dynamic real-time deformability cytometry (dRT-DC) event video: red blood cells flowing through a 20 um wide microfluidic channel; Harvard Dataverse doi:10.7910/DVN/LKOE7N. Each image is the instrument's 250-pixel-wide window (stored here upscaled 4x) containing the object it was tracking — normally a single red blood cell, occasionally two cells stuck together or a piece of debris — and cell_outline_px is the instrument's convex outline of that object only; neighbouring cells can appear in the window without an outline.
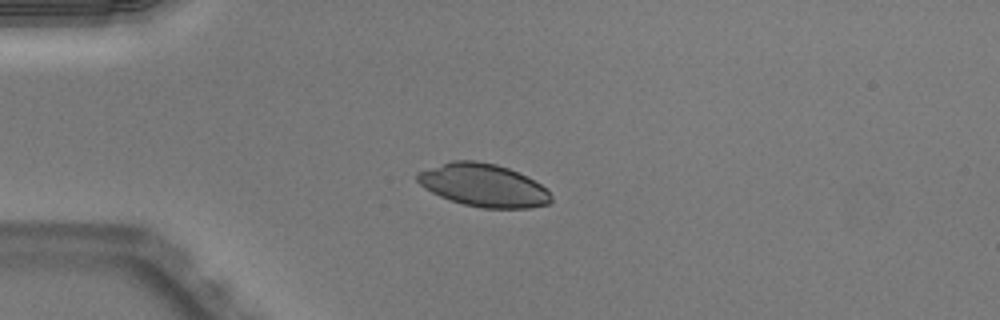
{"species": "Egyptian fruit bat (a non-hibernating species)", "species_latin": "Rousettus aegyptiacus", "temperature_condition": "warm", "stored_images_in_passage": 39, "camera_frame_rate_fps": 3000, "um_per_image_px": 0.085, "animal": {"sex": "male"}, "frame": {"image": 1, "passage_image": 1, "time_ms": 0.0, "image_size_px": [1000, 320], "cell_outline_px": [[552, 200], [548, 204], [528, 208], [484, 208], [464, 204], [440, 196], [424, 188], [416, 180], [416, 172], [452, 160], [476, 160], [496, 164], [508, 168], [528, 176], [540, 184], [552, 196]], "centroid_in_image_um": [41.08, 15.73], "position_along_channel_um": 43.9, "area_um2": 33.35}}
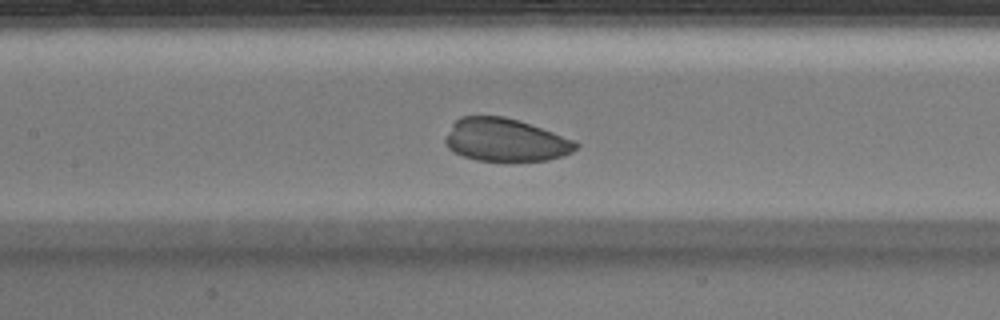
{"frame": {"image": 2, "passage_image": 12, "time_ms": 3.667, "image_size_px": [1000, 320], "cell_outline_px": [[580, 144], [572, 152], [564, 156], [548, 160], [508, 164], [476, 160], [452, 152], [444, 144], [444, 140], [452, 124], [460, 116], [504, 116], [576, 140]], "centroid_in_image_um": [42.96, 11.96], "position_along_channel_um": 164.4, "area_um2": 33.47}}
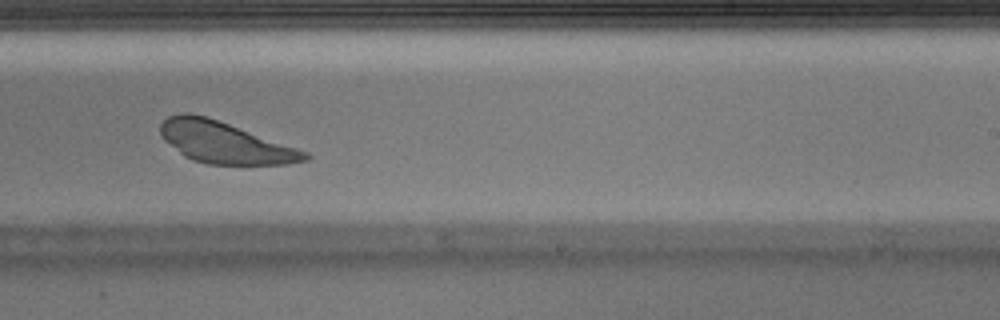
{"frame": {"image": 3, "passage_image": 20, "time_ms": 6.333, "image_size_px": [1000, 320], "cell_outline_px": [[312, 156], [308, 160], [288, 164], [208, 164], [192, 160], [184, 156], [164, 140], [160, 132], [160, 124], [168, 116], [180, 112], [188, 112], [204, 116], [228, 124], [308, 152]], "centroid_in_image_um": [19.07, 12.12], "position_along_channel_um": 269.9, "area_um2": 34.45}}